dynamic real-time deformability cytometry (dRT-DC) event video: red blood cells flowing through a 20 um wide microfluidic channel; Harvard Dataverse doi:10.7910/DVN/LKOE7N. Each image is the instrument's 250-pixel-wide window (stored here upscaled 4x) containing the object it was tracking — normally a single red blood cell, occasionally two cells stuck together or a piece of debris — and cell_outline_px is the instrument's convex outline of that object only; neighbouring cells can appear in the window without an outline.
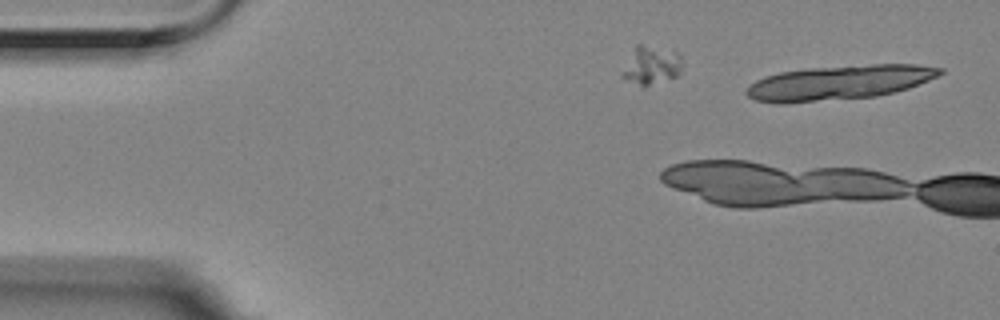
{"species": "Egyptian fruit bat (a non-hibernating species)", "species_latin": "Rousettus aegyptiacus", "temperature_condition": "room temperature", "stored_images_in_passage": 9, "camera_frame_rate_fps": 3000, "um_per_image_px": 0.085, "animal": {"sex": "female"}, "frame": {"image": 1, "passage_image": 1, "time_ms": 0.0, "image_size_px": [1000, 320], "cell_outline_px": [[944, 72], [928, 80], [908, 88], [876, 96], [812, 100], [756, 100], [748, 96], [744, 92], [756, 80], [764, 76], [780, 72], [808, 68], [872, 64], [916, 64], [944, 68]], "centroid_in_image_um": [71.44, 6.95], "position_along_channel_um": 13.6, "area_um2": 37.45}}